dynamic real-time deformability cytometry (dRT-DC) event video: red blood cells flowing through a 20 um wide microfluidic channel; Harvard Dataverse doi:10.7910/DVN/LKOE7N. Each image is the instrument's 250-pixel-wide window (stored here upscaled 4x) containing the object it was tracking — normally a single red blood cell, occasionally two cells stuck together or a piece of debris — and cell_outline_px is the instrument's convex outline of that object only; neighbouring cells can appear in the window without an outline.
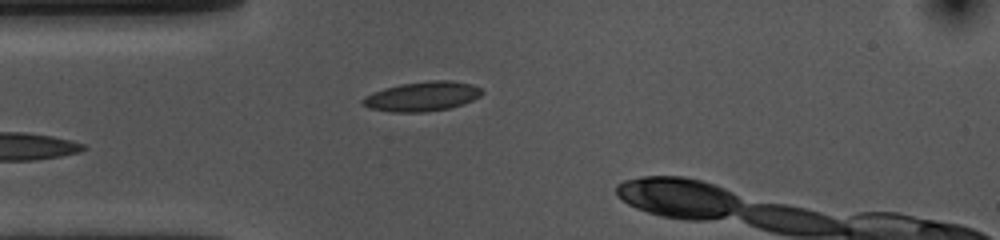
{"species": "common noctule bat (a hibernating species)", "species_latin": "Nyctalus noctula", "temperature_condition": "cold", "stored_images_in_passage": 24, "camera_frame_rate_fps": 3000, "um_per_image_px": 0.085, "animal": {"sex": "female", "body_mass_g": 10.0, "forearm_length_mm": 53.1}, "frame": {"image": 1, "passage_image": 1, "time_ms": 0.0, "image_size_px": [1000, 240], "cell_outline_px": [[484, 92], [480, 96], [464, 104], [448, 108], [424, 112], [392, 112], [368, 108], [360, 104], [360, 100], [364, 96], [372, 92], [384, 88], [400, 84], [432, 80], [452, 80], [472, 84], [480, 88]], "centroid_in_image_um": [35.85, 8.19], "position_along_channel_um": 49.1, "area_um2": 20.75}}